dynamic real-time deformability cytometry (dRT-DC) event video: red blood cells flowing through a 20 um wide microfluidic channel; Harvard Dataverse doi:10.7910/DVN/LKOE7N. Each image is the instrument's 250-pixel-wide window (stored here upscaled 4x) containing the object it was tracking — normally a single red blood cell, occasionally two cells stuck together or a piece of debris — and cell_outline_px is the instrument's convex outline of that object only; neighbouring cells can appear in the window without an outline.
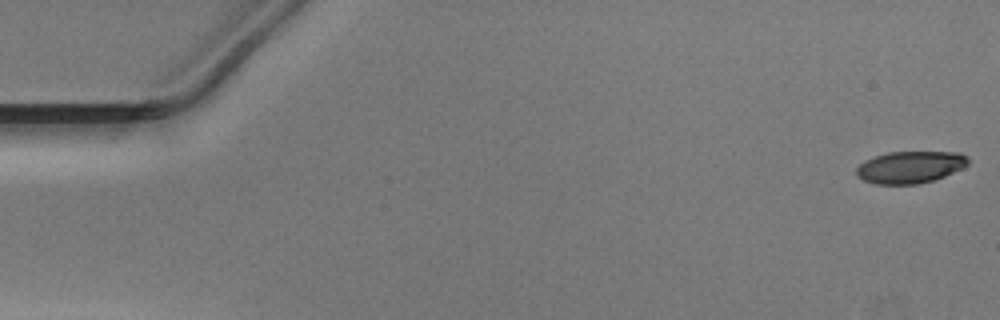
{"species": "Egyptian fruit bat (a non-hibernating species)", "species_latin": "Rousettus aegyptiacus", "temperature_condition": "warm", "stored_images_in_passage": 51, "camera_frame_rate_fps": 3000, "um_per_image_px": 0.085, "animal": {"sex": "male"}, "frame": {"image": 1, "passage_image": 1, "time_ms": 0.0, "image_size_px": [1000, 320], "cell_outline_px": [[968, 164], [964, 168], [944, 176], [932, 180], [916, 184], [876, 184], [864, 180], [856, 176], [856, 168], [864, 160], [888, 152], [960, 152], [968, 156]], "centroid_in_image_um": [77.37, 14.2], "position_along_channel_um": 7.6, "area_um2": 20.87}}
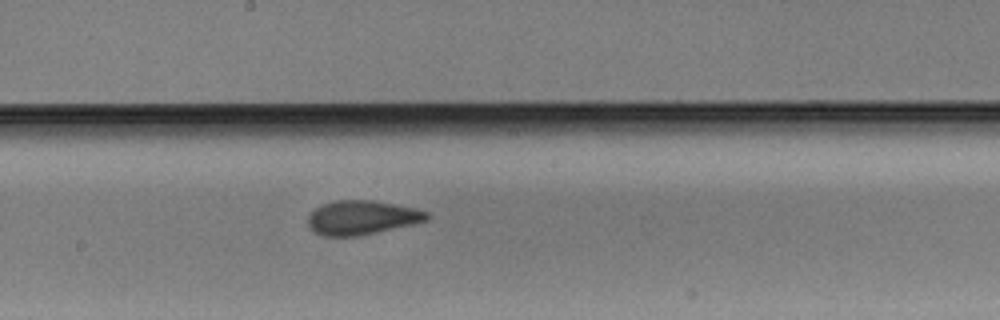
{"frame": {"image": 2, "passage_image": 28, "time_ms": 9.0, "image_size_px": [1000, 320], "cell_outline_px": [[428, 220], [412, 224], [360, 236], [324, 236], [316, 232], [308, 224], [308, 216], [316, 208], [324, 204], [336, 200], [372, 200], [416, 208], [428, 212]], "centroid_in_image_um": [30.77, 18.49], "position_along_channel_um": 217.4, "area_um2": 23.41}}
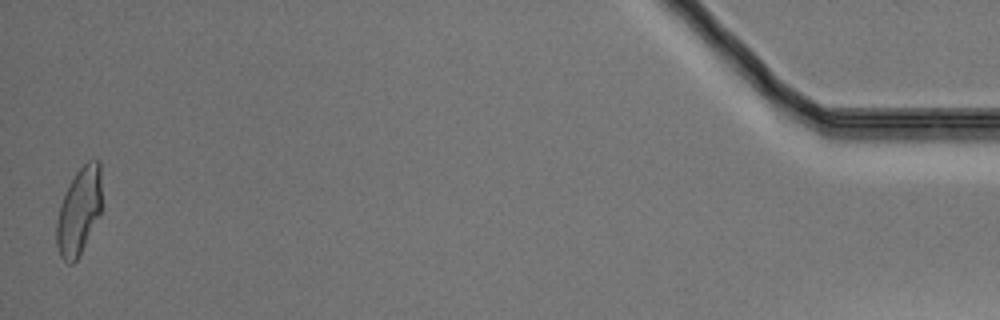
{"frame": {"image": 3, "passage_image": 51, "time_ms": 16.667, "image_size_px": [1000, 320], "cell_outline_px": [[100, 216], [76, 260], [72, 264], [68, 264], [60, 256], [56, 244], [56, 220], [60, 204], [76, 172], [92, 156], [100, 160]], "centroid_in_image_um": [6.71, 17.94], "position_along_channel_um": 428.5, "area_um2": 22.77}}